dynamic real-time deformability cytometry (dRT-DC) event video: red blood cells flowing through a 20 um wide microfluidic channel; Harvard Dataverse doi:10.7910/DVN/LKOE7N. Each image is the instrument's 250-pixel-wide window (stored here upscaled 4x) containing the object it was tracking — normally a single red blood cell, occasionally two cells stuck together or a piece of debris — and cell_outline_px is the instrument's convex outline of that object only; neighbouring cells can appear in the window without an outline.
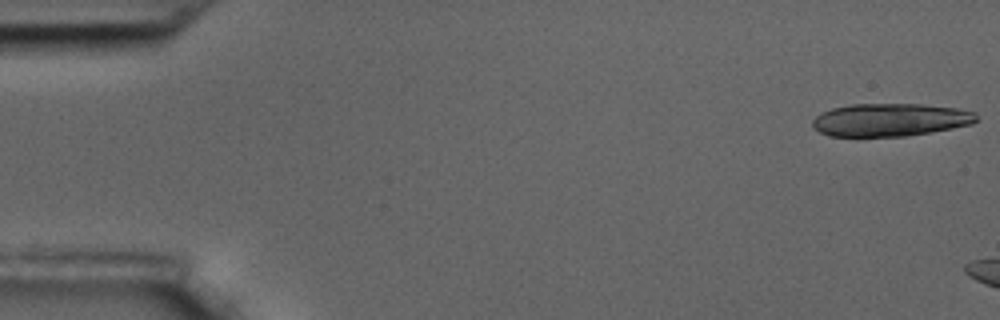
{"species": "common noctule bat (a hibernating species)", "species_latin": "Nyctalus noctula", "temperature_condition": "room temperature", "stored_images_in_passage": 8, "camera_frame_rate_fps": 3000, "um_per_image_px": 0.085, "animal": {"sex": "male", "body_mass_g": 17.5, "forearm_length_mm": 52.3}, "frame": {"image": 1, "passage_image": 1, "time_ms": 0.0, "image_size_px": [1000, 320], "cell_outline_px": [[980, 120], [972, 124], [952, 128], [908, 136], [828, 136], [812, 128], [812, 120], [820, 112], [832, 108], [852, 104], [920, 104], [956, 108], [976, 112]], "centroid_in_image_um": [75.67, 10.18], "position_along_channel_um": 9.3, "area_um2": 31.62}}